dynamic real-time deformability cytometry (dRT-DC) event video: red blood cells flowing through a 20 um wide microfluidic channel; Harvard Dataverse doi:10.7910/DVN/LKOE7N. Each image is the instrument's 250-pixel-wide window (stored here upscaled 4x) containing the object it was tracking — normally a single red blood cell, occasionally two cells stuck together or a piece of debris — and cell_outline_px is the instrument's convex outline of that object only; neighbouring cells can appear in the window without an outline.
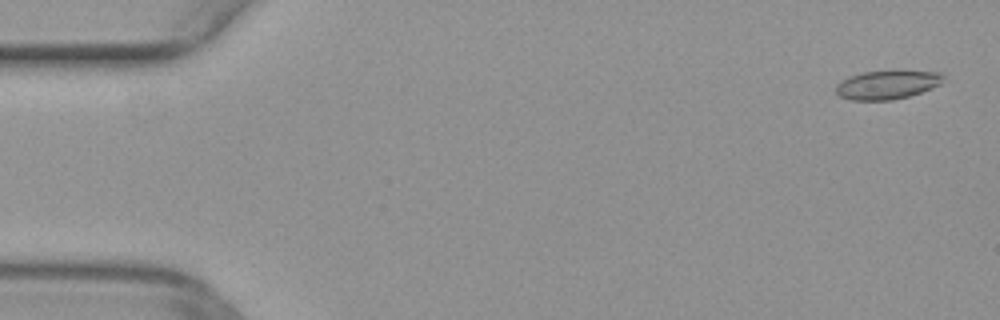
{"species": "common noctule bat (a hibernating species)", "species_latin": "Nyctalus noctula", "temperature_condition": "warm", "stored_images_in_passage": 8, "camera_frame_rate_fps": 3000, "um_per_image_px": 0.085, "animal": {"sex": "female", "body_mass_g": 29.2, "forearm_length_mm": 56.3}, "frame": {"image": 1, "passage_image": 1, "time_ms": 0.0, "image_size_px": [1000, 320], "cell_outline_px": [[944, 76], [940, 84], [932, 88], [908, 96], [892, 100], [852, 100], [840, 96], [836, 92], [836, 84], [848, 76], [864, 72], [940, 72]], "centroid_in_image_um": [75.37, 7.22], "position_along_channel_um": 9.6, "area_um2": 17.51}}